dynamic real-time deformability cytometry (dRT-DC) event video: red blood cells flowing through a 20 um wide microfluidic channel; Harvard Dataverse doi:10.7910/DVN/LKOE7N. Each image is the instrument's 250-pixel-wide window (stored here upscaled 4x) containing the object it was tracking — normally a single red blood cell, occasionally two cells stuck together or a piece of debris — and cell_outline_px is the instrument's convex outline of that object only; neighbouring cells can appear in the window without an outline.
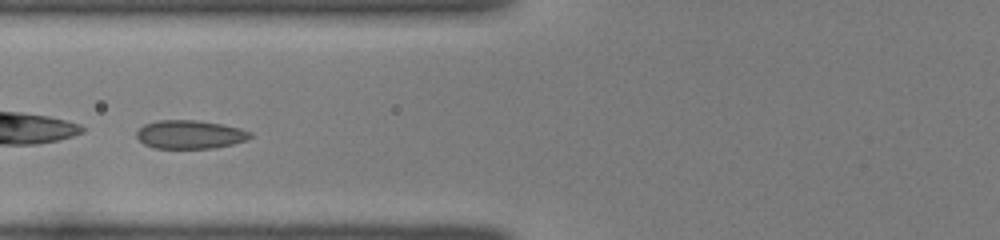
{"species": "common noctule bat (a hibernating species)", "species_latin": "Nyctalus noctula", "temperature_condition": "room temperature", "stored_images_in_passage": 33, "camera_frame_rate_fps": 3000, "um_per_image_px": 0.085, "animal": {"sex": "female", "body_mass_g": 22.0, "forearm_length_mm": 56.7}, "frame": {"image": 1, "passage_image": 5, "time_ms": 1.333, "image_size_px": [1000, 240], "cell_outline_px": [[252, 136], [248, 140], [216, 148], [156, 148], [144, 144], [136, 136], [136, 132], [144, 124], [156, 120], [196, 120], [220, 124], [240, 128], [252, 132]], "centroid_in_image_um": [16.16, 11.43], "position_along_channel_um": 109.6, "area_um2": 18.9}}
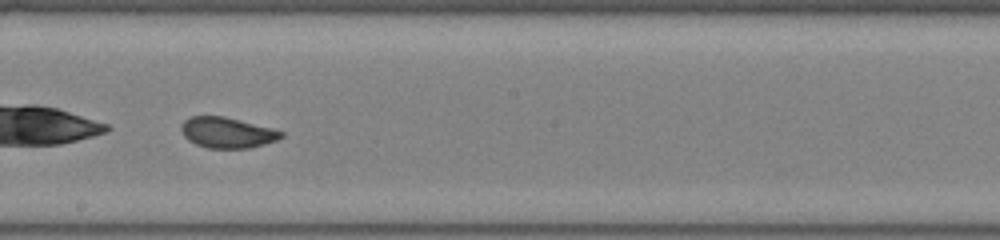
{"frame": {"image": 2, "passage_image": 14, "time_ms": 4.333, "image_size_px": [1000, 240], "cell_outline_px": [[284, 136], [276, 140], [264, 144], [248, 148], [208, 148], [196, 144], [188, 140], [184, 136], [180, 128], [180, 124], [184, 120], [192, 116], [224, 116], [272, 128], [284, 132]], "centroid_in_image_um": [19.29, 11.27], "position_along_channel_um": 228.9, "area_um2": 17.86}}
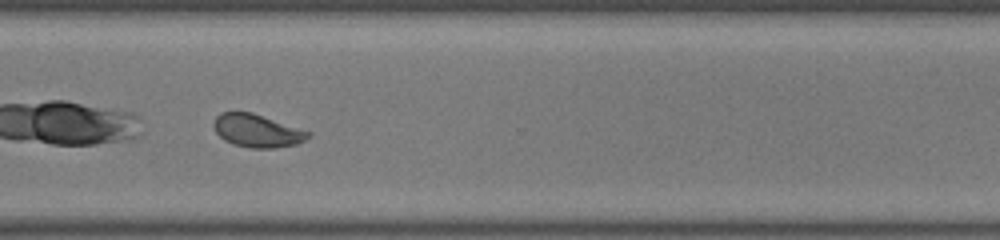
{"frame": {"image": 3, "passage_image": 23, "time_ms": 7.333, "image_size_px": [1000, 240], "cell_outline_px": [[312, 132], [304, 140], [296, 144], [276, 148], [248, 148], [232, 144], [224, 140], [216, 132], [212, 124], [216, 116], [220, 112], [252, 112]], "centroid_in_image_um": [21.83, 11.11], "position_along_channel_um": 348.8, "area_um2": 18.21}, "authors_computed_cell_mechanics": {"area_um2": 18.2648, "velocity_mm_per_s": 3.9814, "shape_relaxation_time_tau1_ms": 6.2017, "shape_relaxation_time_tau2_ms": null, "deformation_change_tau1": 0.1466, "deformation_change_tau2": null}}